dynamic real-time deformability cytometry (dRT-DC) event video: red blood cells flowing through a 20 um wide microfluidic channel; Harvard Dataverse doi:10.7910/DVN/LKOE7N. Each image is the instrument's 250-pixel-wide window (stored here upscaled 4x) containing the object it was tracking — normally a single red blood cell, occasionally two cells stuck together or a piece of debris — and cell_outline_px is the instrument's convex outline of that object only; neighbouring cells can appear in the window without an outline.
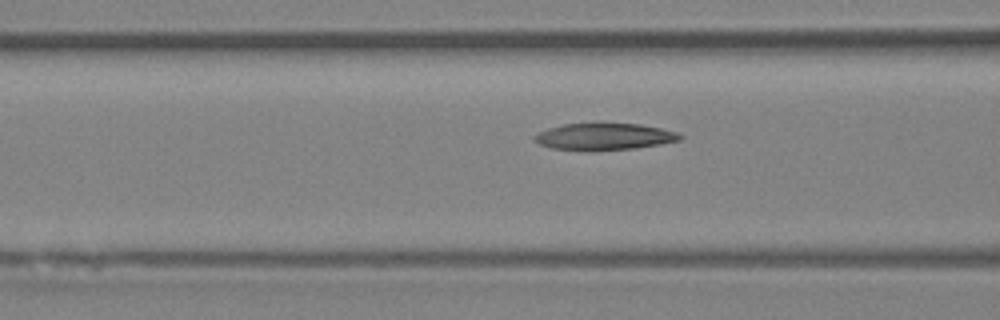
{"species": "Egyptian fruit bat (a non-hibernating species)", "species_latin": "Rousettus aegyptiacus", "temperature_condition": "room temperature", "stored_images_in_passage": 6, "camera_frame_rate_fps": 3000, "um_per_image_px": 0.085, "animal": {"sex": "female"}, "frame": {"image": 1, "passage_image": 4, "time_ms": 1.0, "image_size_px": [1000, 320], "cell_outline_px": [[684, 136], [680, 140], [660, 144], [636, 148], [592, 152], [552, 148], [540, 144], [532, 140], [532, 136], [536, 132], [548, 128], [564, 124], [600, 120], [640, 124], [680, 132]], "centroid_in_image_um": [51.33, 11.58], "position_along_channel_um": 115.3, "area_um2": 24.16}}